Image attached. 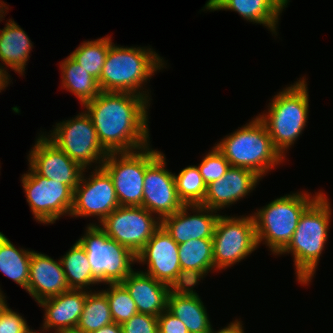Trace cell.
Instances as JSON below:
<instances>
[{
    "label": "cell",
    "mask_w": 333,
    "mask_h": 333,
    "mask_svg": "<svg viewBox=\"0 0 333 333\" xmlns=\"http://www.w3.org/2000/svg\"><path fill=\"white\" fill-rule=\"evenodd\" d=\"M149 100L134 93L101 91L83 105L108 153L134 152L149 145Z\"/></svg>",
    "instance_id": "1"
},
{
    "label": "cell",
    "mask_w": 333,
    "mask_h": 333,
    "mask_svg": "<svg viewBox=\"0 0 333 333\" xmlns=\"http://www.w3.org/2000/svg\"><path fill=\"white\" fill-rule=\"evenodd\" d=\"M163 65L161 57L151 48L119 47L112 43L98 80L100 90L134 93L148 99L146 91H140L141 85Z\"/></svg>",
    "instance_id": "2"
},
{
    "label": "cell",
    "mask_w": 333,
    "mask_h": 333,
    "mask_svg": "<svg viewBox=\"0 0 333 333\" xmlns=\"http://www.w3.org/2000/svg\"><path fill=\"white\" fill-rule=\"evenodd\" d=\"M326 198L321 193L304 210L291 242L280 253L293 254L295 273L301 284L311 282L327 241L332 209Z\"/></svg>",
    "instance_id": "3"
},
{
    "label": "cell",
    "mask_w": 333,
    "mask_h": 333,
    "mask_svg": "<svg viewBox=\"0 0 333 333\" xmlns=\"http://www.w3.org/2000/svg\"><path fill=\"white\" fill-rule=\"evenodd\" d=\"M230 166L249 169L260 178L283 160L265 124L256 117L215 146Z\"/></svg>",
    "instance_id": "4"
},
{
    "label": "cell",
    "mask_w": 333,
    "mask_h": 333,
    "mask_svg": "<svg viewBox=\"0 0 333 333\" xmlns=\"http://www.w3.org/2000/svg\"><path fill=\"white\" fill-rule=\"evenodd\" d=\"M307 88L305 78L298 80L274 96L268 114L257 116L265 124L273 145L283 157L306 126L309 113Z\"/></svg>",
    "instance_id": "5"
},
{
    "label": "cell",
    "mask_w": 333,
    "mask_h": 333,
    "mask_svg": "<svg viewBox=\"0 0 333 333\" xmlns=\"http://www.w3.org/2000/svg\"><path fill=\"white\" fill-rule=\"evenodd\" d=\"M321 194L294 193L271 201L254 213L257 244L265 241L273 254H279L293 238L304 210Z\"/></svg>",
    "instance_id": "6"
},
{
    "label": "cell",
    "mask_w": 333,
    "mask_h": 333,
    "mask_svg": "<svg viewBox=\"0 0 333 333\" xmlns=\"http://www.w3.org/2000/svg\"><path fill=\"white\" fill-rule=\"evenodd\" d=\"M78 241L85 248L91 270L100 283H121L132 271L136 255L127 247L114 243L98 225L89 224Z\"/></svg>",
    "instance_id": "7"
},
{
    "label": "cell",
    "mask_w": 333,
    "mask_h": 333,
    "mask_svg": "<svg viewBox=\"0 0 333 333\" xmlns=\"http://www.w3.org/2000/svg\"><path fill=\"white\" fill-rule=\"evenodd\" d=\"M160 153L147 146L138 152L107 155L102 168L111 176L120 206H142L146 167Z\"/></svg>",
    "instance_id": "8"
},
{
    "label": "cell",
    "mask_w": 333,
    "mask_h": 333,
    "mask_svg": "<svg viewBox=\"0 0 333 333\" xmlns=\"http://www.w3.org/2000/svg\"><path fill=\"white\" fill-rule=\"evenodd\" d=\"M79 114L74 119L56 123L47 138L83 169L95 162L102 167L109 153L100 144L90 116L86 111Z\"/></svg>",
    "instance_id": "9"
},
{
    "label": "cell",
    "mask_w": 333,
    "mask_h": 333,
    "mask_svg": "<svg viewBox=\"0 0 333 333\" xmlns=\"http://www.w3.org/2000/svg\"><path fill=\"white\" fill-rule=\"evenodd\" d=\"M212 239L214 268L222 270L240 262L258 246L253 216L220 215Z\"/></svg>",
    "instance_id": "10"
},
{
    "label": "cell",
    "mask_w": 333,
    "mask_h": 333,
    "mask_svg": "<svg viewBox=\"0 0 333 333\" xmlns=\"http://www.w3.org/2000/svg\"><path fill=\"white\" fill-rule=\"evenodd\" d=\"M142 206H119L102 222L100 227L114 243L123 245L137 255L161 226V220L152 217Z\"/></svg>",
    "instance_id": "11"
},
{
    "label": "cell",
    "mask_w": 333,
    "mask_h": 333,
    "mask_svg": "<svg viewBox=\"0 0 333 333\" xmlns=\"http://www.w3.org/2000/svg\"><path fill=\"white\" fill-rule=\"evenodd\" d=\"M22 175V186L36 220L54 223L72 210L74 191L66 184L36 174L30 167Z\"/></svg>",
    "instance_id": "12"
},
{
    "label": "cell",
    "mask_w": 333,
    "mask_h": 333,
    "mask_svg": "<svg viewBox=\"0 0 333 333\" xmlns=\"http://www.w3.org/2000/svg\"><path fill=\"white\" fill-rule=\"evenodd\" d=\"M178 244L160 226L136 255L137 262L146 263L150 275L172 289L194 286L183 274L180 267Z\"/></svg>",
    "instance_id": "13"
},
{
    "label": "cell",
    "mask_w": 333,
    "mask_h": 333,
    "mask_svg": "<svg viewBox=\"0 0 333 333\" xmlns=\"http://www.w3.org/2000/svg\"><path fill=\"white\" fill-rule=\"evenodd\" d=\"M94 171L90 178H84L85 174L82 173L74 189L70 216H99L101 223L120 205L111 176L102 167L96 166Z\"/></svg>",
    "instance_id": "14"
},
{
    "label": "cell",
    "mask_w": 333,
    "mask_h": 333,
    "mask_svg": "<svg viewBox=\"0 0 333 333\" xmlns=\"http://www.w3.org/2000/svg\"><path fill=\"white\" fill-rule=\"evenodd\" d=\"M165 167V156L160 153L146 167L144 175L142 207L151 213L159 214L160 220L174 214L184 206L177 194L175 174Z\"/></svg>",
    "instance_id": "15"
},
{
    "label": "cell",
    "mask_w": 333,
    "mask_h": 333,
    "mask_svg": "<svg viewBox=\"0 0 333 333\" xmlns=\"http://www.w3.org/2000/svg\"><path fill=\"white\" fill-rule=\"evenodd\" d=\"M29 167L38 175L68 185L73 191L85 169L43 134L29 154Z\"/></svg>",
    "instance_id": "16"
},
{
    "label": "cell",
    "mask_w": 333,
    "mask_h": 333,
    "mask_svg": "<svg viewBox=\"0 0 333 333\" xmlns=\"http://www.w3.org/2000/svg\"><path fill=\"white\" fill-rule=\"evenodd\" d=\"M194 210L193 216L188 215V210ZM217 211L208 207L197 205H184L179 211L161 219V226L177 244H182L192 239H212L215 225L220 217L213 214Z\"/></svg>",
    "instance_id": "17"
},
{
    "label": "cell",
    "mask_w": 333,
    "mask_h": 333,
    "mask_svg": "<svg viewBox=\"0 0 333 333\" xmlns=\"http://www.w3.org/2000/svg\"><path fill=\"white\" fill-rule=\"evenodd\" d=\"M259 179L249 169L230 166L223 177L207 185L204 201L200 205L219 211L248 195Z\"/></svg>",
    "instance_id": "18"
},
{
    "label": "cell",
    "mask_w": 333,
    "mask_h": 333,
    "mask_svg": "<svg viewBox=\"0 0 333 333\" xmlns=\"http://www.w3.org/2000/svg\"><path fill=\"white\" fill-rule=\"evenodd\" d=\"M86 291L69 289L59 295L43 299L39 302L45 308L43 330L55 328V333L75 331L83 306Z\"/></svg>",
    "instance_id": "19"
},
{
    "label": "cell",
    "mask_w": 333,
    "mask_h": 333,
    "mask_svg": "<svg viewBox=\"0 0 333 333\" xmlns=\"http://www.w3.org/2000/svg\"><path fill=\"white\" fill-rule=\"evenodd\" d=\"M68 283L61 261L32 252L27 292L39 303L43 299L68 291Z\"/></svg>",
    "instance_id": "20"
},
{
    "label": "cell",
    "mask_w": 333,
    "mask_h": 333,
    "mask_svg": "<svg viewBox=\"0 0 333 333\" xmlns=\"http://www.w3.org/2000/svg\"><path fill=\"white\" fill-rule=\"evenodd\" d=\"M135 302L138 313L159 316L167 310L171 287L143 271L134 270L121 282Z\"/></svg>",
    "instance_id": "21"
},
{
    "label": "cell",
    "mask_w": 333,
    "mask_h": 333,
    "mask_svg": "<svg viewBox=\"0 0 333 333\" xmlns=\"http://www.w3.org/2000/svg\"><path fill=\"white\" fill-rule=\"evenodd\" d=\"M289 0H208L205 9L233 10L247 21L263 24L276 33L279 15Z\"/></svg>",
    "instance_id": "22"
},
{
    "label": "cell",
    "mask_w": 333,
    "mask_h": 333,
    "mask_svg": "<svg viewBox=\"0 0 333 333\" xmlns=\"http://www.w3.org/2000/svg\"><path fill=\"white\" fill-rule=\"evenodd\" d=\"M192 287L172 289L167 310L185 324L189 333H213L206 308Z\"/></svg>",
    "instance_id": "23"
},
{
    "label": "cell",
    "mask_w": 333,
    "mask_h": 333,
    "mask_svg": "<svg viewBox=\"0 0 333 333\" xmlns=\"http://www.w3.org/2000/svg\"><path fill=\"white\" fill-rule=\"evenodd\" d=\"M182 274L195 286L214 269L213 239H192L178 244Z\"/></svg>",
    "instance_id": "24"
},
{
    "label": "cell",
    "mask_w": 333,
    "mask_h": 333,
    "mask_svg": "<svg viewBox=\"0 0 333 333\" xmlns=\"http://www.w3.org/2000/svg\"><path fill=\"white\" fill-rule=\"evenodd\" d=\"M32 43L26 32L14 20L9 21L0 29V59L10 66L15 73L23 75L28 61Z\"/></svg>",
    "instance_id": "25"
},
{
    "label": "cell",
    "mask_w": 333,
    "mask_h": 333,
    "mask_svg": "<svg viewBox=\"0 0 333 333\" xmlns=\"http://www.w3.org/2000/svg\"><path fill=\"white\" fill-rule=\"evenodd\" d=\"M33 251L17 249L0 232V271L27 291Z\"/></svg>",
    "instance_id": "26"
},
{
    "label": "cell",
    "mask_w": 333,
    "mask_h": 333,
    "mask_svg": "<svg viewBox=\"0 0 333 333\" xmlns=\"http://www.w3.org/2000/svg\"><path fill=\"white\" fill-rule=\"evenodd\" d=\"M70 289H84L92 284H99L93 274L87 252L79 241L60 259Z\"/></svg>",
    "instance_id": "27"
},
{
    "label": "cell",
    "mask_w": 333,
    "mask_h": 333,
    "mask_svg": "<svg viewBox=\"0 0 333 333\" xmlns=\"http://www.w3.org/2000/svg\"><path fill=\"white\" fill-rule=\"evenodd\" d=\"M60 64L62 69V87L75 94L82 105L94 99L101 92L98 80L87 73L70 56Z\"/></svg>",
    "instance_id": "28"
},
{
    "label": "cell",
    "mask_w": 333,
    "mask_h": 333,
    "mask_svg": "<svg viewBox=\"0 0 333 333\" xmlns=\"http://www.w3.org/2000/svg\"><path fill=\"white\" fill-rule=\"evenodd\" d=\"M111 323H113V319L106 295L102 291H87L83 311L75 331L92 333Z\"/></svg>",
    "instance_id": "29"
},
{
    "label": "cell",
    "mask_w": 333,
    "mask_h": 333,
    "mask_svg": "<svg viewBox=\"0 0 333 333\" xmlns=\"http://www.w3.org/2000/svg\"><path fill=\"white\" fill-rule=\"evenodd\" d=\"M111 44V37L108 36L95 41H84L69 56L87 73L99 80Z\"/></svg>",
    "instance_id": "30"
},
{
    "label": "cell",
    "mask_w": 333,
    "mask_h": 333,
    "mask_svg": "<svg viewBox=\"0 0 333 333\" xmlns=\"http://www.w3.org/2000/svg\"><path fill=\"white\" fill-rule=\"evenodd\" d=\"M174 177L178 197L184 205H197L204 201L207 185L197 166L183 168Z\"/></svg>",
    "instance_id": "31"
},
{
    "label": "cell",
    "mask_w": 333,
    "mask_h": 333,
    "mask_svg": "<svg viewBox=\"0 0 333 333\" xmlns=\"http://www.w3.org/2000/svg\"><path fill=\"white\" fill-rule=\"evenodd\" d=\"M109 286L102 292L108 300L113 322L122 324L138 313L135 302L122 283H109Z\"/></svg>",
    "instance_id": "32"
},
{
    "label": "cell",
    "mask_w": 333,
    "mask_h": 333,
    "mask_svg": "<svg viewBox=\"0 0 333 333\" xmlns=\"http://www.w3.org/2000/svg\"><path fill=\"white\" fill-rule=\"evenodd\" d=\"M197 167L205 184L209 185L223 177L230 168V164L224 155L216 147H213Z\"/></svg>",
    "instance_id": "33"
},
{
    "label": "cell",
    "mask_w": 333,
    "mask_h": 333,
    "mask_svg": "<svg viewBox=\"0 0 333 333\" xmlns=\"http://www.w3.org/2000/svg\"><path fill=\"white\" fill-rule=\"evenodd\" d=\"M123 333H158V317L136 313L121 324Z\"/></svg>",
    "instance_id": "34"
},
{
    "label": "cell",
    "mask_w": 333,
    "mask_h": 333,
    "mask_svg": "<svg viewBox=\"0 0 333 333\" xmlns=\"http://www.w3.org/2000/svg\"><path fill=\"white\" fill-rule=\"evenodd\" d=\"M30 327L24 317L7 308L0 314V333H25Z\"/></svg>",
    "instance_id": "35"
},
{
    "label": "cell",
    "mask_w": 333,
    "mask_h": 333,
    "mask_svg": "<svg viewBox=\"0 0 333 333\" xmlns=\"http://www.w3.org/2000/svg\"><path fill=\"white\" fill-rule=\"evenodd\" d=\"M158 330L159 333H189L185 324L168 310L158 316Z\"/></svg>",
    "instance_id": "36"
},
{
    "label": "cell",
    "mask_w": 333,
    "mask_h": 333,
    "mask_svg": "<svg viewBox=\"0 0 333 333\" xmlns=\"http://www.w3.org/2000/svg\"><path fill=\"white\" fill-rule=\"evenodd\" d=\"M213 333H244L242 329V324L240 321L236 320L235 322H231L227 327L220 329L219 331H213Z\"/></svg>",
    "instance_id": "37"
},
{
    "label": "cell",
    "mask_w": 333,
    "mask_h": 333,
    "mask_svg": "<svg viewBox=\"0 0 333 333\" xmlns=\"http://www.w3.org/2000/svg\"><path fill=\"white\" fill-rule=\"evenodd\" d=\"M92 333H123L121 324H117L115 322L103 326L102 328L98 329L97 331H93Z\"/></svg>",
    "instance_id": "38"
},
{
    "label": "cell",
    "mask_w": 333,
    "mask_h": 333,
    "mask_svg": "<svg viewBox=\"0 0 333 333\" xmlns=\"http://www.w3.org/2000/svg\"><path fill=\"white\" fill-rule=\"evenodd\" d=\"M3 67L4 66L0 64V92L9 84L10 81V79L8 78L10 75Z\"/></svg>",
    "instance_id": "39"
},
{
    "label": "cell",
    "mask_w": 333,
    "mask_h": 333,
    "mask_svg": "<svg viewBox=\"0 0 333 333\" xmlns=\"http://www.w3.org/2000/svg\"><path fill=\"white\" fill-rule=\"evenodd\" d=\"M7 308V303L5 301V296L0 289V314Z\"/></svg>",
    "instance_id": "40"
},
{
    "label": "cell",
    "mask_w": 333,
    "mask_h": 333,
    "mask_svg": "<svg viewBox=\"0 0 333 333\" xmlns=\"http://www.w3.org/2000/svg\"><path fill=\"white\" fill-rule=\"evenodd\" d=\"M8 9L7 6H5V3L0 1V20L2 19L3 15H4V10Z\"/></svg>",
    "instance_id": "41"
},
{
    "label": "cell",
    "mask_w": 333,
    "mask_h": 333,
    "mask_svg": "<svg viewBox=\"0 0 333 333\" xmlns=\"http://www.w3.org/2000/svg\"><path fill=\"white\" fill-rule=\"evenodd\" d=\"M25 333H38V332H35V331H33L32 329L30 330H28V331H26Z\"/></svg>",
    "instance_id": "42"
},
{
    "label": "cell",
    "mask_w": 333,
    "mask_h": 333,
    "mask_svg": "<svg viewBox=\"0 0 333 333\" xmlns=\"http://www.w3.org/2000/svg\"><path fill=\"white\" fill-rule=\"evenodd\" d=\"M67 333H78V332H76V331H71V332H67Z\"/></svg>",
    "instance_id": "43"
}]
</instances>
